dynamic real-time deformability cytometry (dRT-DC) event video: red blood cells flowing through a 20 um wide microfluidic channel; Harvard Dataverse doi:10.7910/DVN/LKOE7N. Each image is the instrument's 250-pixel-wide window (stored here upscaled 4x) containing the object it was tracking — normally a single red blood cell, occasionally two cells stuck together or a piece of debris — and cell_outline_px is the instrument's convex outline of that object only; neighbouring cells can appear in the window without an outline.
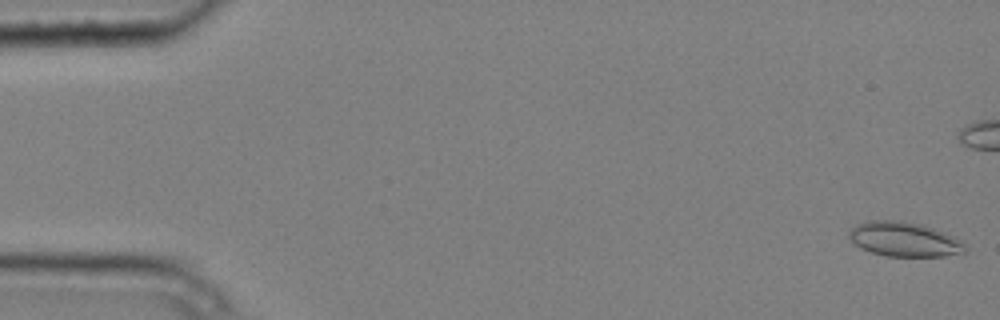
{"species": "common noctule bat (a hibernating species)", "species_latin": "Nyctalus noctula", "temperature_condition": "cold", "stored_images_in_passage": 7, "camera_frame_rate_fps": 3000, "um_per_image_px": 0.085, "animal": {"sex": "male", "body_mass_g": 20.4}, "frame": {"image": 1, "passage_image": 1, "time_ms": 0.0, "image_size_px": [1000, 320], "cell_outline_px": [[968, 248], [964, 252], [944, 256], [888, 256], [872, 252], [860, 248], [848, 236], [848, 232], [856, 224], [868, 220], [892, 220], [920, 224], [944, 232], [964, 240]], "centroid_in_image_um": [76.89, 20.34], "position_along_channel_um": 8.1, "area_um2": 23.35}}
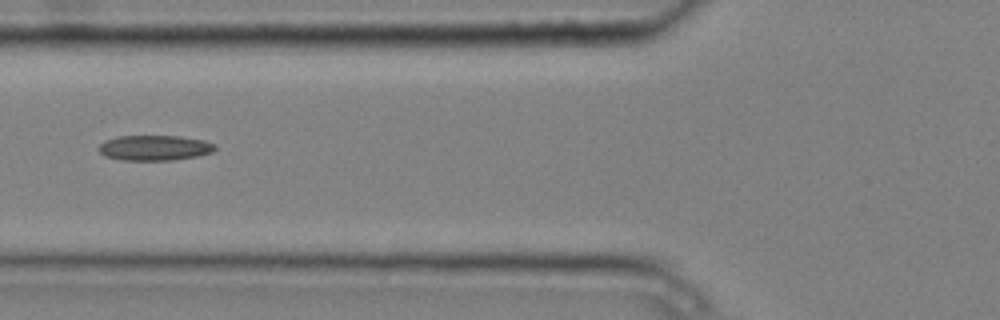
{"frame": {"image": 2, "passage_image": 7, "time_ms": 2.0, "image_size_px": [1000, 320], "cell_outline_px": [[216, 148], [212, 152], [196, 156], [172, 160], [120, 160], [104, 156], [96, 148], [104, 140], [116, 136], [180, 136], [204, 140], [216, 144]], "centroid_in_image_um": [13.1, 12.56], "position_along_channel_um": 112.7, "area_um2": 17.28}}